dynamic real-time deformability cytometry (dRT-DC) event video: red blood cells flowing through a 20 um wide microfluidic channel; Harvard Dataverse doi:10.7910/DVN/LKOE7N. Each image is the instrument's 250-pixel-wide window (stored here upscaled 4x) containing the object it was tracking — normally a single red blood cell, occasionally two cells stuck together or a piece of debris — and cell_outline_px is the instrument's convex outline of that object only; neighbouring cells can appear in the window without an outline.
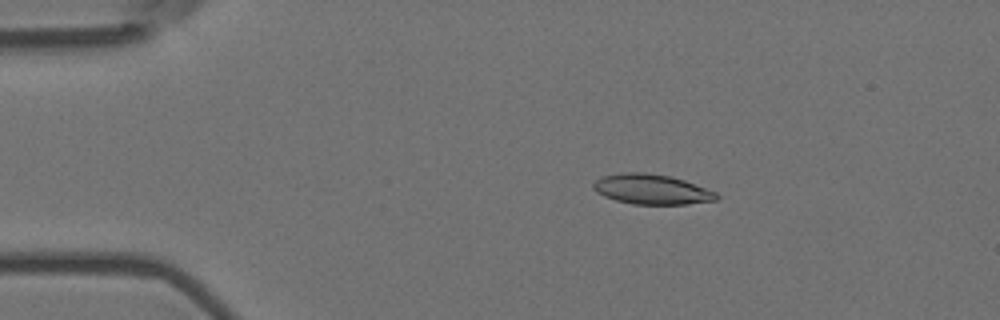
{"species": "Egyptian fruit bat (a non-hibernating species)", "species_latin": "Rousettus aegyptiacus", "temperature_condition": "room temperature", "stored_images_in_passage": 4, "camera_frame_rate_fps": 3000, "um_per_image_px": 0.085, "animal": {"sex": "female"}, "frame": {"image": 1, "passage_image": 3, "time_ms": 0.667, "image_size_px": [1000, 320], "cell_outline_px": [[720, 196], [716, 200], [688, 204], [632, 204], [616, 200], [604, 196], [596, 192], [592, 188], [592, 184], [600, 176], [620, 172], [644, 172], [668, 176], [684, 180], [716, 192]], "centroid_in_image_um": [55.35, 16.08], "position_along_channel_um": 29.6, "area_um2": 21.62}}